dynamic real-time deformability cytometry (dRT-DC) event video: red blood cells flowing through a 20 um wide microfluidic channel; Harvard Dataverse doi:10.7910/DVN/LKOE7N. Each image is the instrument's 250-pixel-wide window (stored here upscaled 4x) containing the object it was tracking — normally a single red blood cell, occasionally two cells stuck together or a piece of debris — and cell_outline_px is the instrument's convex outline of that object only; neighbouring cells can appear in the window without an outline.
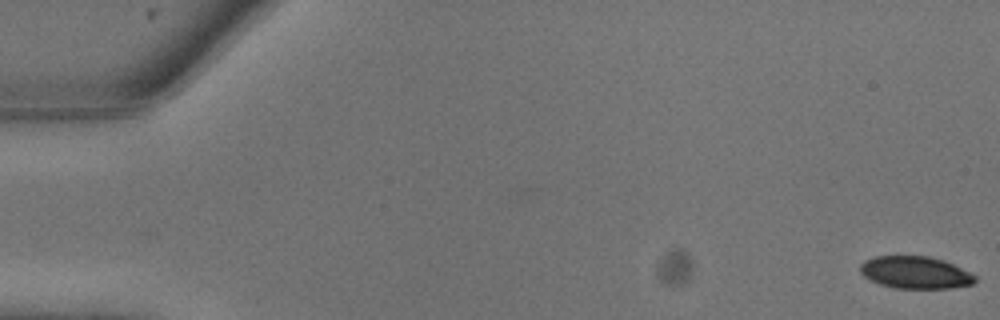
{"species": "common noctule bat (a hibernating species)", "species_latin": "Nyctalus noctula", "temperature_condition": "warm", "stored_images_in_passage": 10, "camera_frame_rate_fps": 3000, "um_per_image_px": 0.085, "animal": {"sex": "male", "body_mass_g": 13.3}, "frame": {"image": 1, "passage_image": 1, "time_ms": 0.0, "image_size_px": [1000, 320], "cell_outline_px": [[976, 280], [972, 284], [952, 288], [896, 288], [880, 284], [868, 280], [860, 272], [860, 264], [864, 260], [872, 256], [928, 256], [944, 260], [976, 276]], "centroid_in_image_um": [77.75, 23.16], "position_along_channel_um": 7.2, "area_um2": 21.62}}